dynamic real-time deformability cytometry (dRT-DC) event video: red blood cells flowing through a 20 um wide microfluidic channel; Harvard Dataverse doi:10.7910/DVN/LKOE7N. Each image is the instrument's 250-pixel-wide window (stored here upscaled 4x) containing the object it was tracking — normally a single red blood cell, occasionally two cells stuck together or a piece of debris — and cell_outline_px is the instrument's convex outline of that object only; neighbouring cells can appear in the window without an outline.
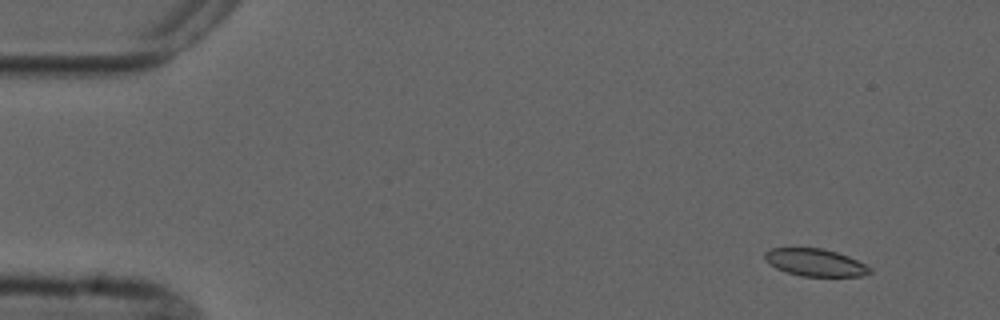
{"species": "common noctule bat (a hibernating species)", "species_latin": "Nyctalus noctula", "temperature_condition": "cold", "stored_images_in_passage": 5, "camera_frame_rate_fps": 3000, "um_per_image_px": 0.085, "animal": {"sex": "male", "forearm_length_mm": 52.5}, "frame": {"image": 1, "passage_image": 2, "time_ms": 1.0, "image_size_px": [1000, 320], "cell_outline_px": [[872, 272], [860, 276], [800, 276], [776, 268], [764, 260], [764, 252], [772, 248], [820, 248], [836, 252], [848, 256], [872, 268]], "centroid_in_image_um": [69.27, 22.31], "position_along_channel_um": 15.7, "area_um2": 16.65}}